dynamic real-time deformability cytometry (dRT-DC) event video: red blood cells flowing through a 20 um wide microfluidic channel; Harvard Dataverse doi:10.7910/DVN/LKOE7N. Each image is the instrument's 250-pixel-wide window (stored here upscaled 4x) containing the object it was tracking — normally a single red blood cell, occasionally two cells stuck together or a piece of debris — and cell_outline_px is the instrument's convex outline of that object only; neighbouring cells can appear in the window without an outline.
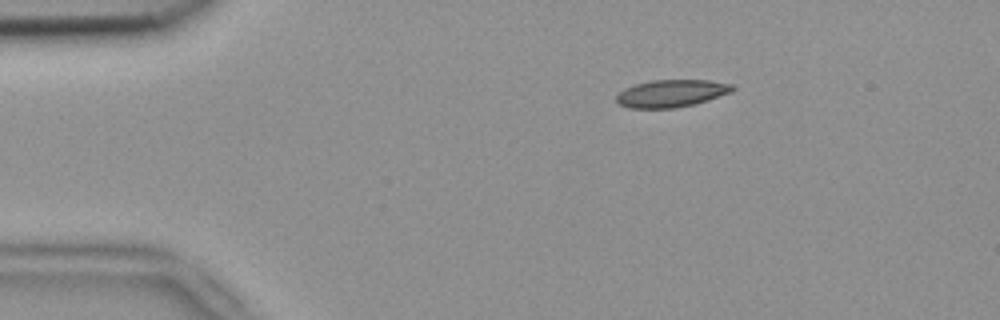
{"species": "common noctule bat (a hibernating species)", "species_latin": "Nyctalus noctula", "temperature_condition": "room temperature", "stored_images_in_passage": 2, "camera_frame_rate_fps": 3000, "um_per_image_px": 0.085, "animal": {"sex": "female", "body_mass_g": 18.4}, "frame": {"image": 1, "passage_image": 1, "time_ms": 0.0, "image_size_px": [1000, 320], "cell_outline_px": [[736, 88], [732, 92], [708, 100], [676, 108], [628, 108], [620, 104], [616, 100], [616, 96], [624, 88], [636, 84], [652, 80], [708, 80], [732, 84]], "centroid_in_image_um": [57.08, 7.93], "position_along_channel_um": 27.9, "area_um2": 18.5}}